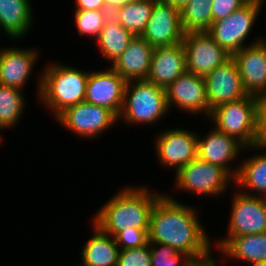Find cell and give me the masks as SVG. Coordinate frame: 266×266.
<instances>
[{
	"label": "cell",
	"instance_id": "39",
	"mask_svg": "<svg viewBox=\"0 0 266 266\" xmlns=\"http://www.w3.org/2000/svg\"><path fill=\"white\" fill-rule=\"evenodd\" d=\"M251 266H266V261L254 263Z\"/></svg>",
	"mask_w": 266,
	"mask_h": 266
},
{
	"label": "cell",
	"instance_id": "28",
	"mask_svg": "<svg viewBox=\"0 0 266 266\" xmlns=\"http://www.w3.org/2000/svg\"><path fill=\"white\" fill-rule=\"evenodd\" d=\"M213 0H190L180 11L181 24L185 33L207 31L212 24Z\"/></svg>",
	"mask_w": 266,
	"mask_h": 266
},
{
	"label": "cell",
	"instance_id": "26",
	"mask_svg": "<svg viewBox=\"0 0 266 266\" xmlns=\"http://www.w3.org/2000/svg\"><path fill=\"white\" fill-rule=\"evenodd\" d=\"M154 2V0H136L120 7L113 16L127 31L135 36H141L151 17Z\"/></svg>",
	"mask_w": 266,
	"mask_h": 266
},
{
	"label": "cell",
	"instance_id": "16",
	"mask_svg": "<svg viewBox=\"0 0 266 266\" xmlns=\"http://www.w3.org/2000/svg\"><path fill=\"white\" fill-rule=\"evenodd\" d=\"M201 136V137H200ZM198 134L197 157L202 161L224 168L234 179L240 164L232 167L233 161L245 147L233 137L218 131L214 126L207 135Z\"/></svg>",
	"mask_w": 266,
	"mask_h": 266
},
{
	"label": "cell",
	"instance_id": "5",
	"mask_svg": "<svg viewBox=\"0 0 266 266\" xmlns=\"http://www.w3.org/2000/svg\"><path fill=\"white\" fill-rule=\"evenodd\" d=\"M257 103L258 97L247 95L237 101L220 104L211 110L210 122L218 131L249 148L256 133Z\"/></svg>",
	"mask_w": 266,
	"mask_h": 266
},
{
	"label": "cell",
	"instance_id": "21",
	"mask_svg": "<svg viewBox=\"0 0 266 266\" xmlns=\"http://www.w3.org/2000/svg\"><path fill=\"white\" fill-rule=\"evenodd\" d=\"M31 0H0V34L1 31L11 40L22 41L32 29L33 8Z\"/></svg>",
	"mask_w": 266,
	"mask_h": 266
},
{
	"label": "cell",
	"instance_id": "20",
	"mask_svg": "<svg viewBox=\"0 0 266 266\" xmlns=\"http://www.w3.org/2000/svg\"><path fill=\"white\" fill-rule=\"evenodd\" d=\"M153 52L154 48L142 36L134 35L111 67L127 82L147 80Z\"/></svg>",
	"mask_w": 266,
	"mask_h": 266
},
{
	"label": "cell",
	"instance_id": "13",
	"mask_svg": "<svg viewBox=\"0 0 266 266\" xmlns=\"http://www.w3.org/2000/svg\"><path fill=\"white\" fill-rule=\"evenodd\" d=\"M102 70L89 71L85 102L107 108L119 117L127 81L111 66Z\"/></svg>",
	"mask_w": 266,
	"mask_h": 266
},
{
	"label": "cell",
	"instance_id": "3",
	"mask_svg": "<svg viewBox=\"0 0 266 266\" xmlns=\"http://www.w3.org/2000/svg\"><path fill=\"white\" fill-rule=\"evenodd\" d=\"M45 66L37 76L36 95L55 119L68 107L85 101L89 71L54 61Z\"/></svg>",
	"mask_w": 266,
	"mask_h": 266
},
{
	"label": "cell",
	"instance_id": "30",
	"mask_svg": "<svg viewBox=\"0 0 266 266\" xmlns=\"http://www.w3.org/2000/svg\"><path fill=\"white\" fill-rule=\"evenodd\" d=\"M152 266H189L193 261L185 253L166 244L150 243Z\"/></svg>",
	"mask_w": 266,
	"mask_h": 266
},
{
	"label": "cell",
	"instance_id": "23",
	"mask_svg": "<svg viewBox=\"0 0 266 266\" xmlns=\"http://www.w3.org/2000/svg\"><path fill=\"white\" fill-rule=\"evenodd\" d=\"M92 224L93 235L81 247L82 265L78 266H117L120 249L115 238Z\"/></svg>",
	"mask_w": 266,
	"mask_h": 266
},
{
	"label": "cell",
	"instance_id": "29",
	"mask_svg": "<svg viewBox=\"0 0 266 266\" xmlns=\"http://www.w3.org/2000/svg\"><path fill=\"white\" fill-rule=\"evenodd\" d=\"M74 23L76 24L77 32L80 36H87L94 38L98 37L102 28L104 27L105 20L109 17L106 10H81L74 11Z\"/></svg>",
	"mask_w": 266,
	"mask_h": 266
},
{
	"label": "cell",
	"instance_id": "6",
	"mask_svg": "<svg viewBox=\"0 0 266 266\" xmlns=\"http://www.w3.org/2000/svg\"><path fill=\"white\" fill-rule=\"evenodd\" d=\"M264 4L248 1L245 5L235 10L233 13L218 21H213L210 28L206 31L215 42L223 48L229 55L246 46H250L261 42L264 37L254 38L252 43L247 42L256 20H258L261 7Z\"/></svg>",
	"mask_w": 266,
	"mask_h": 266
},
{
	"label": "cell",
	"instance_id": "12",
	"mask_svg": "<svg viewBox=\"0 0 266 266\" xmlns=\"http://www.w3.org/2000/svg\"><path fill=\"white\" fill-rule=\"evenodd\" d=\"M165 91L169 111L174 106L181 112L189 113V115L194 114L195 117L196 114L210 116L203 76L186 71L173 81Z\"/></svg>",
	"mask_w": 266,
	"mask_h": 266
},
{
	"label": "cell",
	"instance_id": "15",
	"mask_svg": "<svg viewBox=\"0 0 266 266\" xmlns=\"http://www.w3.org/2000/svg\"><path fill=\"white\" fill-rule=\"evenodd\" d=\"M206 98L211 110L220 104L246 97L235 59L231 56L222 65L204 76Z\"/></svg>",
	"mask_w": 266,
	"mask_h": 266
},
{
	"label": "cell",
	"instance_id": "19",
	"mask_svg": "<svg viewBox=\"0 0 266 266\" xmlns=\"http://www.w3.org/2000/svg\"><path fill=\"white\" fill-rule=\"evenodd\" d=\"M186 71V54L182 42L155 47L147 80L166 89Z\"/></svg>",
	"mask_w": 266,
	"mask_h": 266
},
{
	"label": "cell",
	"instance_id": "9",
	"mask_svg": "<svg viewBox=\"0 0 266 266\" xmlns=\"http://www.w3.org/2000/svg\"><path fill=\"white\" fill-rule=\"evenodd\" d=\"M54 120L76 137L90 140L97 139L119 121L111 110L85 101L68 107Z\"/></svg>",
	"mask_w": 266,
	"mask_h": 266
},
{
	"label": "cell",
	"instance_id": "8",
	"mask_svg": "<svg viewBox=\"0 0 266 266\" xmlns=\"http://www.w3.org/2000/svg\"><path fill=\"white\" fill-rule=\"evenodd\" d=\"M231 201L228 231L213 244L219 251L232 237L266 233V199L235 191Z\"/></svg>",
	"mask_w": 266,
	"mask_h": 266
},
{
	"label": "cell",
	"instance_id": "27",
	"mask_svg": "<svg viewBox=\"0 0 266 266\" xmlns=\"http://www.w3.org/2000/svg\"><path fill=\"white\" fill-rule=\"evenodd\" d=\"M23 91L0 84V131L15 128L25 112Z\"/></svg>",
	"mask_w": 266,
	"mask_h": 266
},
{
	"label": "cell",
	"instance_id": "25",
	"mask_svg": "<svg viewBox=\"0 0 266 266\" xmlns=\"http://www.w3.org/2000/svg\"><path fill=\"white\" fill-rule=\"evenodd\" d=\"M134 35L119 24L117 19L110 14L105 20L104 27L96 38L98 51L110 64L115 62L127 49Z\"/></svg>",
	"mask_w": 266,
	"mask_h": 266
},
{
	"label": "cell",
	"instance_id": "32",
	"mask_svg": "<svg viewBox=\"0 0 266 266\" xmlns=\"http://www.w3.org/2000/svg\"><path fill=\"white\" fill-rule=\"evenodd\" d=\"M149 229L128 228L118 233L114 238L119 249L136 248L149 243Z\"/></svg>",
	"mask_w": 266,
	"mask_h": 266
},
{
	"label": "cell",
	"instance_id": "36",
	"mask_svg": "<svg viewBox=\"0 0 266 266\" xmlns=\"http://www.w3.org/2000/svg\"><path fill=\"white\" fill-rule=\"evenodd\" d=\"M136 0H104L105 10L109 14H114L120 7L128 5Z\"/></svg>",
	"mask_w": 266,
	"mask_h": 266
},
{
	"label": "cell",
	"instance_id": "4",
	"mask_svg": "<svg viewBox=\"0 0 266 266\" xmlns=\"http://www.w3.org/2000/svg\"><path fill=\"white\" fill-rule=\"evenodd\" d=\"M169 112V113H168ZM164 88L148 80L128 81L125 86L124 102L118 122L123 125H153L170 114Z\"/></svg>",
	"mask_w": 266,
	"mask_h": 266
},
{
	"label": "cell",
	"instance_id": "14",
	"mask_svg": "<svg viewBox=\"0 0 266 266\" xmlns=\"http://www.w3.org/2000/svg\"><path fill=\"white\" fill-rule=\"evenodd\" d=\"M184 35L180 11L167 1H155L141 36L155 48L176 45L183 41Z\"/></svg>",
	"mask_w": 266,
	"mask_h": 266
},
{
	"label": "cell",
	"instance_id": "1",
	"mask_svg": "<svg viewBox=\"0 0 266 266\" xmlns=\"http://www.w3.org/2000/svg\"><path fill=\"white\" fill-rule=\"evenodd\" d=\"M184 204L165 193L155 202L150 215L149 242L169 245L192 260L205 259L213 254L212 239L199 221L197 208Z\"/></svg>",
	"mask_w": 266,
	"mask_h": 266
},
{
	"label": "cell",
	"instance_id": "34",
	"mask_svg": "<svg viewBox=\"0 0 266 266\" xmlns=\"http://www.w3.org/2000/svg\"><path fill=\"white\" fill-rule=\"evenodd\" d=\"M248 0H213L211 3L212 9V23L226 18L228 15L233 13L245 5Z\"/></svg>",
	"mask_w": 266,
	"mask_h": 266
},
{
	"label": "cell",
	"instance_id": "2",
	"mask_svg": "<svg viewBox=\"0 0 266 266\" xmlns=\"http://www.w3.org/2000/svg\"><path fill=\"white\" fill-rule=\"evenodd\" d=\"M163 194L145 185H125L100 206L92 221L113 237L128 228L149 229L153 206Z\"/></svg>",
	"mask_w": 266,
	"mask_h": 266
},
{
	"label": "cell",
	"instance_id": "31",
	"mask_svg": "<svg viewBox=\"0 0 266 266\" xmlns=\"http://www.w3.org/2000/svg\"><path fill=\"white\" fill-rule=\"evenodd\" d=\"M151 258L149 242L140 247L120 250L117 266H152Z\"/></svg>",
	"mask_w": 266,
	"mask_h": 266
},
{
	"label": "cell",
	"instance_id": "7",
	"mask_svg": "<svg viewBox=\"0 0 266 266\" xmlns=\"http://www.w3.org/2000/svg\"><path fill=\"white\" fill-rule=\"evenodd\" d=\"M175 188L194 195L216 197L217 199L234 184V178L222 167L202 161L196 157L189 164L174 173ZM232 182V183H231ZM221 195V196H220Z\"/></svg>",
	"mask_w": 266,
	"mask_h": 266
},
{
	"label": "cell",
	"instance_id": "18",
	"mask_svg": "<svg viewBox=\"0 0 266 266\" xmlns=\"http://www.w3.org/2000/svg\"><path fill=\"white\" fill-rule=\"evenodd\" d=\"M34 47L0 48V84L24 90L39 59Z\"/></svg>",
	"mask_w": 266,
	"mask_h": 266
},
{
	"label": "cell",
	"instance_id": "11",
	"mask_svg": "<svg viewBox=\"0 0 266 266\" xmlns=\"http://www.w3.org/2000/svg\"><path fill=\"white\" fill-rule=\"evenodd\" d=\"M182 44L186 70L195 75L204 77L231 57L206 31L185 33Z\"/></svg>",
	"mask_w": 266,
	"mask_h": 266
},
{
	"label": "cell",
	"instance_id": "37",
	"mask_svg": "<svg viewBox=\"0 0 266 266\" xmlns=\"http://www.w3.org/2000/svg\"><path fill=\"white\" fill-rule=\"evenodd\" d=\"M214 254H211L210 256L206 257L205 259L201 260H193L189 266H220V263H217V259H215ZM214 257V258H213Z\"/></svg>",
	"mask_w": 266,
	"mask_h": 266
},
{
	"label": "cell",
	"instance_id": "22",
	"mask_svg": "<svg viewBox=\"0 0 266 266\" xmlns=\"http://www.w3.org/2000/svg\"><path fill=\"white\" fill-rule=\"evenodd\" d=\"M248 150L260 153L257 152L240 163L237 176L234 179L235 187L244 194L266 198V149L251 146L245 148L244 152ZM246 190L248 191L246 192Z\"/></svg>",
	"mask_w": 266,
	"mask_h": 266
},
{
	"label": "cell",
	"instance_id": "33",
	"mask_svg": "<svg viewBox=\"0 0 266 266\" xmlns=\"http://www.w3.org/2000/svg\"><path fill=\"white\" fill-rule=\"evenodd\" d=\"M253 147L266 149V97H258Z\"/></svg>",
	"mask_w": 266,
	"mask_h": 266
},
{
	"label": "cell",
	"instance_id": "38",
	"mask_svg": "<svg viewBox=\"0 0 266 266\" xmlns=\"http://www.w3.org/2000/svg\"><path fill=\"white\" fill-rule=\"evenodd\" d=\"M190 0H167V2L174 8L181 11Z\"/></svg>",
	"mask_w": 266,
	"mask_h": 266
},
{
	"label": "cell",
	"instance_id": "35",
	"mask_svg": "<svg viewBox=\"0 0 266 266\" xmlns=\"http://www.w3.org/2000/svg\"><path fill=\"white\" fill-rule=\"evenodd\" d=\"M75 10H105L104 0H74Z\"/></svg>",
	"mask_w": 266,
	"mask_h": 266
},
{
	"label": "cell",
	"instance_id": "10",
	"mask_svg": "<svg viewBox=\"0 0 266 266\" xmlns=\"http://www.w3.org/2000/svg\"><path fill=\"white\" fill-rule=\"evenodd\" d=\"M155 153L158 162L175 173L197 157L198 134L183 128H172L155 136Z\"/></svg>",
	"mask_w": 266,
	"mask_h": 266
},
{
	"label": "cell",
	"instance_id": "17",
	"mask_svg": "<svg viewBox=\"0 0 266 266\" xmlns=\"http://www.w3.org/2000/svg\"><path fill=\"white\" fill-rule=\"evenodd\" d=\"M235 59L245 92L266 97V38L236 52Z\"/></svg>",
	"mask_w": 266,
	"mask_h": 266
},
{
	"label": "cell",
	"instance_id": "40",
	"mask_svg": "<svg viewBox=\"0 0 266 266\" xmlns=\"http://www.w3.org/2000/svg\"><path fill=\"white\" fill-rule=\"evenodd\" d=\"M248 1H253V2H258L264 4L265 0H248Z\"/></svg>",
	"mask_w": 266,
	"mask_h": 266
},
{
	"label": "cell",
	"instance_id": "24",
	"mask_svg": "<svg viewBox=\"0 0 266 266\" xmlns=\"http://www.w3.org/2000/svg\"><path fill=\"white\" fill-rule=\"evenodd\" d=\"M218 252L223 258L250 265L266 261V233L232 237Z\"/></svg>",
	"mask_w": 266,
	"mask_h": 266
}]
</instances>
